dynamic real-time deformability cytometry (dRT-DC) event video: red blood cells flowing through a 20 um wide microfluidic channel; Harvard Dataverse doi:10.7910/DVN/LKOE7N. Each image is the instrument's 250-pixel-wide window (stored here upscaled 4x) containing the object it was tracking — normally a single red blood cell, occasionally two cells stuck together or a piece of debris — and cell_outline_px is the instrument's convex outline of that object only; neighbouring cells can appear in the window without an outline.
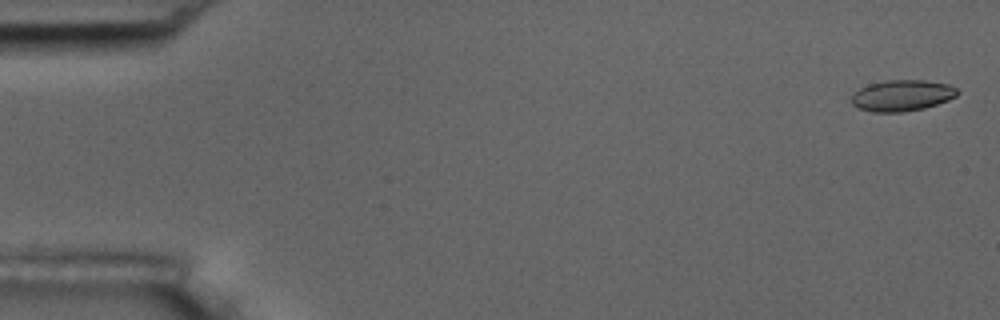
{"species": "common noctule bat (a hibernating species)", "species_latin": "Nyctalus noctula", "temperature_condition": "room temperature", "stored_images_in_passage": 56, "camera_frame_rate_fps": 3000, "um_per_image_px": 0.085, "animal": {"sex": "male", "body_mass_g": 17.5, "forearm_length_mm": 52.3}, "frame": {"image": 1, "passage_image": 2, "time_ms": 0.333, "image_size_px": [1000, 320], "cell_outline_px": [[960, 92], [956, 96], [948, 100], [924, 108], [904, 112], [872, 112], [856, 108], [852, 104], [852, 96], [860, 88], [872, 84], [888, 80], [924, 80], [948, 84], [956, 88]], "centroid_in_image_um": [76.69, 8.13], "position_along_channel_um": 8.3, "area_um2": 19.13}}
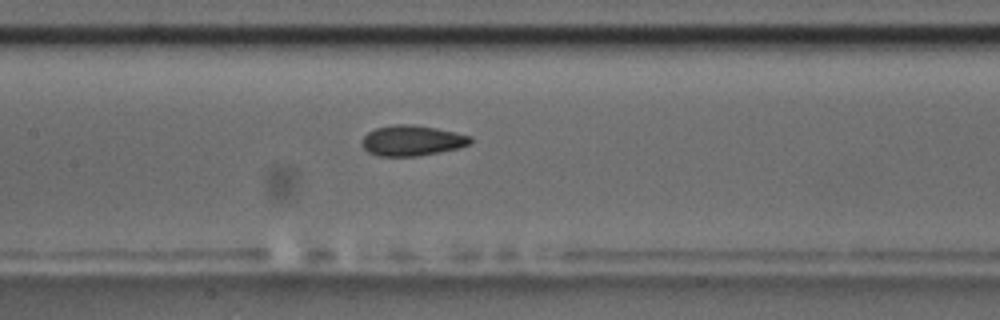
{"frame": {"image": 2, "passage_image": 27, "time_ms": 8.667, "image_size_px": [1000, 320], "cell_outline_px": [[472, 144], [460, 148], [420, 156], [380, 156], [368, 152], [364, 148], [364, 136], [368, 132], [376, 128], [392, 124], [416, 124], [456, 132], [472, 136]], "centroid_in_image_um": [35.09, 11.94], "position_along_channel_um": 172.3, "area_um2": 19.42}}
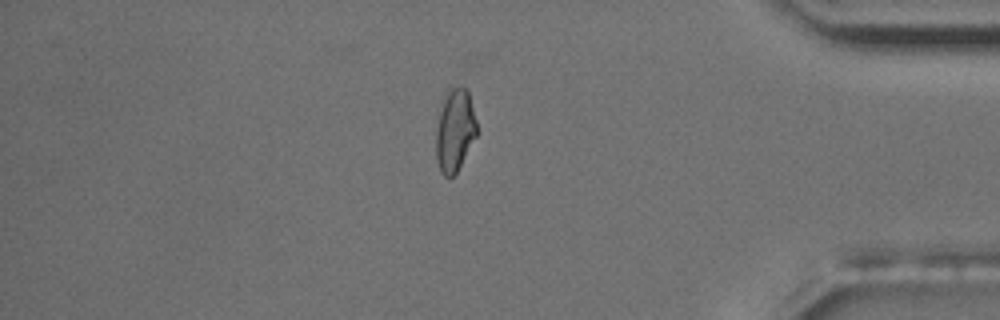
{"frame": {"image": 3, "passage_image": 48, "time_ms": 15.667, "image_size_px": [1000, 320], "cell_outline_px": [[476, 136], [456, 172], [452, 176], [444, 176], [440, 172], [436, 160], [436, 128], [444, 92], [448, 88], [460, 84], [468, 88], [476, 120]], "centroid_in_image_um": [38.64, 10.99], "position_along_channel_um": 396.6, "area_um2": 19.88}, "authors_computed_cell_mechanics": {"area_um2": 19.3052, "velocity_mm_per_s": 3.6434, "shape_relaxation_time_tau1_ms": 6.9149, "shape_relaxation_time_tau2_ms": 1.7771, "deformation_change_tau1": 0.1449, "deformation_change_tau2": 0.0761}}